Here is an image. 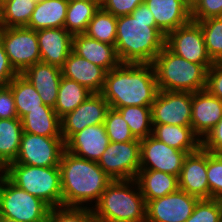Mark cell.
Segmentation results:
<instances>
[{
  "mask_svg": "<svg viewBox=\"0 0 222 222\" xmlns=\"http://www.w3.org/2000/svg\"><path fill=\"white\" fill-rule=\"evenodd\" d=\"M165 40L145 2L131 14L117 17L115 47L121 63L152 64Z\"/></svg>",
  "mask_w": 222,
  "mask_h": 222,
  "instance_id": "cell-1",
  "label": "cell"
},
{
  "mask_svg": "<svg viewBox=\"0 0 222 222\" xmlns=\"http://www.w3.org/2000/svg\"><path fill=\"white\" fill-rule=\"evenodd\" d=\"M152 64L121 63L108 71L101 94L110 108L151 106L158 93Z\"/></svg>",
  "mask_w": 222,
  "mask_h": 222,
  "instance_id": "cell-2",
  "label": "cell"
},
{
  "mask_svg": "<svg viewBox=\"0 0 222 222\" xmlns=\"http://www.w3.org/2000/svg\"><path fill=\"white\" fill-rule=\"evenodd\" d=\"M59 169L62 206L87 208L89 204L92 208V202L96 204L113 181L98 162L77 157L67 150L61 155Z\"/></svg>",
  "mask_w": 222,
  "mask_h": 222,
  "instance_id": "cell-3",
  "label": "cell"
},
{
  "mask_svg": "<svg viewBox=\"0 0 222 222\" xmlns=\"http://www.w3.org/2000/svg\"><path fill=\"white\" fill-rule=\"evenodd\" d=\"M92 211L97 222H146V201L136 179L113 180Z\"/></svg>",
  "mask_w": 222,
  "mask_h": 222,
  "instance_id": "cell-4",
  "label": "cell"
},
{
  "mask_svg": "<svg viewBox=\"0 0 222 222\" xmlns=\"http://www.w3.org/2000/svg\"><path fill=\"white\" fill-rule=\"evenodd\" d=\"M152 65L158 90L194 93L205 89L208 69L175 55L166 46Z\"/></svg>",
  "mask_w": 222,
  "mask_h": 222,
  "instance_id": "cell-5",
  "label": "cell"
},
{
  "mask_svg": "<svg viewBox=\"0 0 222 222\" xmlns=\"http://www.w3.org/2000/svg\"><path fill=\"white\" fill-rule=\"evenodd\" d=\"M2 173L18 188L40 198L51 208L62 206L59 166L37 167L12 162Z\"/></svg>",
  "mask_w": 222,
  "mask_h": 222,
  "instance_id": "cell-6",
  "label": "cell"
},
{
  "mask_svg": "<svg viewBox=\"0 0 222 222\" xmlns=\"http://www.w3.org/2000/svg\"><path fill=\"white\" fill-rule=\"evenodd\" d=\"M51 207L0 173V215L20 222H46Z\"/></svg>",
  "mask_w": 222,
  "mask_h": 222,
  "instance_id": "cell-7",
  "label": "cell"
},
{
  "mask_svg": "<svg viewBox=\"0 0 222 222\" xmlns=\"http://www.w3.org/2000/svg\"><path fill=\"white\" fill-rule=\"evenodd\" d=\"M9 62L18 74L41 61L36 31L27 27H0Z\"/></svg>",
  "mask_w": 222,
  "mask_h": 222,
  "instance_id": "cell-8",
  "label": "cell"
},
{
  "mask_svg": "<svg viewBox=\"0 0 222 222\" xmlns=\"http://www.w3.org/2000/svg\"><path fill=\"white\" fill-rule=\"evenodd\" d=\"M98 165L112 180L136 179L140 170V141L110 142Z\"/></svg>",
  "mask_w": 222,
  "mask_h": 222,
  "instance_id": "cell-9",
  "label": "cell"
},
{
  "mask_svg": "<svg viewBox=\"0 0 222 222\" xmlns=\"http://www.w3.org/2000/svg\"><path fill=\"white\" fill-rule=\"evenodd\" d=\"M65 143L62 137L23 132L15 163L37 167L59 166Z\"/></svg>",
  "mask_w": 222,
  "mask_h": 222,
  "instance_id": "cell-10",
  "label": "cell"
},
{
  "mask_svg": "<svg viewBox=\"0 0 222 222\" xmlns=\"http://www.w3.org/2000/svg\"><path fill=\"white\" fill-rule=\"evenodd\" d=\"M165 46L175 55L209 69L214 62L207 53L201 26L194 21L166 35Z\"/></svg>",
  "mask_w": 222,
  "mask_h": 222,
  "instance_id": "cell-11",
  "label": "cell"
},
{
  "mask_svg": "<svg viewBox=\"0 0 222 222\" xmlns=\"http://www.w3.org/2000/svg\"><path fill=\"white\" fill-rule=\"evenodd\" d=\"M192 93L159 90L151 105L152 124L191 126Z\"/></svg>",
  "mask_w": 222,
  "mask_h": 222,
  "instance_id": "cell-12",
  "label": "cell"
},
{
  "mask_svg": "<svg viewBox=\"0 0 222 222\" xmlns=\"http://www.w3.org/2000/svg\"><path fill=\"white\" fill-rule=\"evenodd\" d=\"M188 154L158 140L153 135L140 140V169L155 170L179 177Z\"/></svg>",
  "mask_w": 222,
  "mask_h": 222,
  "instance_id": "cell-13",
  "label": "cell"
},
{
  "mask_svg": "<svg viewBox=\"0 0 222 222\" xmlns=\"http://www.w3.org/2000/svg\"><path fill=\"white\" fill-rule=\"evenodd\" d=\"M199 198L180 189L146 204V222H185Z\"/></svg>",
  "mask_w": 222,
  "mask_h": 222,
  "instance_id": "cell-14",
  "label": "cell"
},
{
  "mask_svg": "<svg viewBox=\"0 0 222 222\" xmlns=\"http://www.w3.org/2000/svg\"><path fill=\"white\" fill-rule=\"evenodd\" d=\"M109 109L110 105L101 93H92L75 110L61 118V135L64 143L87 126L104 123Z\"/></svg>",
  "mask_w": 222,
  "mask_h": 222,
  "instance_id": "cell-15",
  "label": "cell"
},
{
  "mask_svg": "<svg viewBox=\"0 0 222 222\" xmlns=\"http://www.w3.org/2000/svg\"><path fill=\"white\" fill-rule=\"evenodd\" d=\"M179 189L199 199H209L207 151L202 147L188 154L178 177Z\"/></svg>",
  "mask_w": 222,
  "mask_h": 222,
  "instance_id": "cell-16",
  "label": "cell"
},
{
  "mask_svg": "<svg viewBox=\"0 0 222 222\" xmlns=\"http://www.w3.org/2000/svg\"><path fill=\"white\" fill-rule=\"evenodd\" d=\"M221 118L222 100L206 89L192 93L191 126L201 141Z\"/></svg>",
  "mask_w": 222,
  "mask_h": 222,
  "instance_id": "cell-17",
  "label": "cell"
},
{
  "mask_svg": "<svg viewBox=\"0 0 222 222\" xmlns=\"http://www.w3.org/2000/svg\"><path fill=\"white\" fill-rule=\"evenodd\" d=\"M109 143L110 139L102 123L87 126L75 133L65 143V150L77 157L98 162Z\"/></svg>",
  "mask_w": 222,
  "mask_h": 222,
  "instance_id": "cell-18",
  "label": "cell"
},
{
  "mask_svg": "<svg viewBox=\"0 0 222 222\" xmlns=\"http://www.w3.org/2000/svg\"><path fill=\"white\" fill-rule=\"evenodd\" d=\"M41 62L62 67L72 51L73 36L65 28L36 31Z\"/></svg>",
  "mask_w": 222,
  "mask_h": 222,
  "instance_id": "cell-19",
  "label": "cell"
},
{
  "mask_svg": "<svg viewBox=\"0 0 222 222\" xmlns=\"http://www.w3.org/2000/svg\"><path fill=\"white\" fill-rule=\"evenodd\" d=\"M62 76L76 81L92 93H101L105 84L107 71L90 61L78 56L73 51L61 67Z\"/></svg>",
  "mask_w": 222,
  "mask_h": 222,
  "instance_id": "cell-20",
  "label": "cell"
},
{
  "mask_svg": "<svg viewBox=\"0 0 222 222\" xmlns=\"http://www.w3.org/2000/svg\"><path fill=\"white\" fill-rule=\"evenodd\" d=\"M22 75L32 83L43 103L54 108L62 77L61 68L40 61L28 67Z\"/></svg>",
  "mask_w": 222,
  "mask_h": 222,
  "instance_id": "cell-21",
  "label": "cell"
},
{
  "mask_svg": "<svg viewBox=\"0 0 222 222\" xmlns=\"http://www.w3.org/2000/svg\"><path fill=\"white\" fill-rule=\"evenodd\" d=\"M72 51L91 63L104 68L107 72L121 64L115 46L92 39L85 34L73 36Z\"/></svg>",
  "mask_w": 222,
  "mask_h": 222,
  "instance_id": "cell-22",
  "label": "cell"
},
{
  "mask_svg": "<svg viewBox=\"0 0 222 222\" xmlns=\"http://www.w3.org/2000/svg\"><path fill=\"white\" fill-rule=\"evenodd\" d=\"M156 26L167 35L191 21V10L181 0H145Z\"/></svg>",
  "mask_w": 222,
  "mask_h": 222,
  "instance_id": "cell-23",
  "label": "cell"
},
{
  "mask_svg": "<svg viewBox=\"0 0 222 222\" xmlns=\"http://www.w3.org/2000/svg\"><path fill=\"white\" fill-rule=\"evenodd\" d=\"M152 125V135L170 147L185 151L187 154L196 152L202 147V141L194 133L192 126L168 124Z\"/></svg>",
  "mask_w": 222,
  "mask_h": 222,
  "instance_id": "cell-24",
  "label": "cell"
},
{
  "mask_svg": "<svg viewBox=\"0 0 222 222\" xmlns=\"http://www.w3.org/2000/svg\"><path fill=\"white\" fill-rule=\"evenodd\" d=\"M136 181L146 204L179 189L177 176L155 170L140 169Z\"/></svg>",
  "mask_w": 222,
  "mask_h": 222,
  "instance_id": "cell-25",
  "label": "cell"
},
{
  "mask_svg": "<svg viewBox=\"0 0 222 222\" xmlns=\"http://www.w3.org/2000/svg\"><path fill=\"white\" fill-rule=\"evenodd\" d=\"M68 0H42L36 3L27 28L35 31L64 28Z\"/></svg>",
  "mask_w": 222,
  "mask_h": 222,
  "instance_id": "cell-26",
  "label": "cell"
},
{
  "mask_svg": "<svg viewBox=\"0 0 222 222\" xmlns=\"http://www.w3.org/2000/svg\"><path fill=\"white\" fill-rule=\"evenodd\" d=\"M23 132L45 137H62L61 118L54 108L42 105V109H35L27 113L22 119Z\"/></svg>",
  "mask_w": 222,
  "mask_h": 222,
  "instance_id": "cell-27",
  "label": "cell"
},
{
  "mask_svg": "<svg viewBox=\"0 0 222 222\" xmlns=\"http://www.w3.org/2000/svg\"><path fill=\"white\" fill-rule=\"evenodd\" d=\"M23 134L19 118L0 119V170L15 161Z\"/></svg>",
  "mask_w": 222,
  "mask_h": 222,
  "instance_id": "cell-28",
  "label": "cell"
},
{
  "mask_svg": "<svg viewBox=\"0 0 222 222\" xmlns=\"http://www.w3.org/2000/svg\"><path fill=\"white\" fill-rule=\"evenodd\" d=\"M8 85L12 89L19 119L32 110L42 109V105H45L32 83L22 74H17Z\"/></svg>",
  "mask_w": 222,
  "mask_h": 222,
  "instance_id": "cell-29",
  "label": "cell"
},
{
  "mask_svg": "<svg viewBox=\"0 0 222 222\" xmlns=\"http://www.w3.org/2000/svg\"><path fill=\"white\" fill-rule=\"evenodd\" d=\"M92 92L76 81L61 77L54 110L62 118L75 110Z\"/></svg>",
  "mask_w": 222,
  "mask_h": 222,
  "instance_id": "cell-30",
  "label": "cell"
},
{
  "mask_svg": "<svg viewBox=\"0 0 222 222\" xmlns=\"http://www.w3.org/2000/svg\"><path fill=\"white\" fill-rule=\"evenodd\" d=\"M101 1H70L64 28L72 35L84 34L89 22L99 10Z\"/></svg>",
  "mask_w": 222,
  "mask_h": 222,
  "instance_id": "cell-31",
  "label": "cell"
},
{
  "mask_svg": "<svg viewBox=\"0 0 222 222\" xmlns=\"http://www.w3.org/2000/svg\"><path fill=\"white\" fill-rule=\"evenodd\" d=\"M35 5L33 0L1 1L0 27H27Z\"/></svg>",
  "mask_w": 222,
  "mask_h": 222,
  "instance_id": "cell-32",
  "label": "cell"
},
{
  "mask_svg": "<svg viewBox=\"0 0 222 222\" xmlns=\"http://www.w3.org/2000/svg\"><path fill=\"white\" fill-rule=\"evenodd\" d=\"M128 124L133 136L142 140L152 135L151 106H126L116 109Z\"/></svg>",
  "mask_w": 222,
  "mask_h": 222,
  "instance_id": "cell-33",
  "label": "cell"
},
{
  "mask_svg": "<svg viewBox=\"0 0 222 222\" xmlns=\"http://www.w3.org/2000/svg\"><path fill=\"white\" fill-rule=\"evenodd\" d=\"M84 34L92 39L115 46L117 17L100 7L89 22Z\"/></svg>",
  "mask_w": 222,
  "mask_h": 222,
  "instance_id": "cell-34",
  "label": "cell"
},
{
  "mask_svg": "<svg viewBox=\"0 0 222 222\" xmlns=\"http://www.w3.org/2000/svg\"><path fill=\"white\" fill-rule=\"evenodd\" d=\"M203 31L208 55L213 62H222V17L197 22Z\"/></svg>",
  "mask_w": 222,
  "mask_h": 222,
  "instance_id": "cell-35",
  "label": "cell"
},
{
  "mask_svg": "<svg viewBox=\"0 0 222 222\" xmlns=\"http://www.w3.org/2000/svg\"><path fill=\"white\" fill-rule=\"evenodd\" d=\"M104 125L110 142L140 141L133 136L128 124L116 109L108 110Z\"/></svg>",
  "mask_w": 222,
  "mask_h": 222,
  "instance_id": "cell-36",
  "label": "cell"
},
{
  "mask_svg": "<svg viewBox=\"0 0 222 222\" xmlns=\"http://www.w3.org/2000/svg\"><path fill=\"white\" fill-rule=\"evenodd\" d=\"M46 222H97L92 208L58 206L51 208Z\"/></svg>",
  "mask_w": 222,
  "mask_h": 222,
  "instance_id": "cell-37",
  "label": "cell"
},
{
  "mask_svg": "<svg viewBox=\"0 0 222 222\" xmlns=\"http://www.w3.org/2000/svg\"><path fill=\"white\" fill-rule=\"evenodd\" d=\"M185 222H222V200L199 199Z\"/></svg>",
  "mask_w": 222,
  "mask_h": 222,
  "instance_id": "cell-38",
  "label": "cell"
},
{
  "mask_svg": "<svg viewBox=\"0 0 222 222\" xmlns=\"http://www.w3.org/2000/svg\"><path fill=\"white\" fill-rule=\"evenodd\" d=\"M207 180L209 199L222 200V155L207 151Z\"/></svg>",
  "mask_w": 222,
  "mask_h": 222,
  "instance_id": "cell-39",
  "label": "cell"
},
{
  "mask_svg": "<svg viewBox=\"0 0 222 222\" xmlns=\"http://www.w3.org/2000/svg\"><path fill=\"white\" fill-rule=\"evenodd\" d=\"M211 17H222V0H199L191 10V20L194 22Z\"/></svg>",
  "mask_w": 222,
  "mask_h": 222,
  "instance_id": "cell-40",
  "label": "cell"
},
{
  "mask_svg": "<svg viewBox=\"0 0 222 222\" xmlns=\"http://www.w3.org/2000/svg\"><path fill=\"white\" fill-rule=\"evenodd\" d=\"M145 0H101L100 6L103 10L113 14L115 17L129 15L133 10L144 3Z\"/></svg>",
  "mask_w": 222,
  "mask_h": 222,
  "instance_id": "cell-41",
  "label": "cell"
},
{
  "mask_svg": "<svg viewBox=\"0 0 222 222\" xmlns=\"http://www.w3.org/2000/svg\"><path fill=\"white\" fill-rule=\"evenodd\" d=\"M205 89L222 100V62H214L208 69Z\"/></svg>",
  "mask_w": 222,
  "mask_h": 222,
  "instance_id": "cell-42",
  "label": "cell"
},
{
  "mask_svg": "<svg viewBox=\"0 0 222 222\" xmlns=\"http://www.w3.org/2000/svg\"><path fill=\"white\" fill-rule=\"evenodd\" d=\"M18 118L12 89L9 85L0 87V119Z\"/></svg>",
  "mask_w": 222,
  "mask_h": 222,
  "instance_id": "cell-43",
  "label": "cell"
},
{
  "mask_svg": "<svg viewBox=\"0 0 222 222\" xmlns=\"http://www.w3.org/2000/svg\"><path fill=\"white\" fill-rule=\"evenodd\" d=\"M202 148L212 154L222 155V118L202 140Z\"/></svg>",
  "mask_w": 222,
  "mask_h": 222,
  "instance_id": "cell-44",
  "label": "cell"
},
{
  "mask_svg": "<svg viewBox=\"0 0 222 222\" xmlns=\"http://www.w3.org/2000/svg\"><path fill=\"white\" fill-rule=\"evenodd\" d=\"M18 73L11 66L0 40V87L8 85Z\"/></svg>",
  "mask_w": 222,
  "mask_h": 222,
  "instance_id": "cell-45",
  "label": "cell"
},
{
  "mask_svg": "<svg viewBox=\"0 0 222 222\" xmlns=\"http://www.w3.org/2000/svg\"><path fill=\"white\" fill-rule=\"evenodd\" d=\"M190 10H192L199 0H181Z\"/></svg>",
  "mask_w": 222,
  "mask_h": 222,
  "instance_id": "cell-46",
  "label": "cell"
},
{
  "mask_svg": "<svg viewBox=\"0 0 222 222\" xmlns=\"http://www.w3.org/2000/svg\"><path fill=\"white\" fill-rule=\"evenodd\" d=\"M0 222H20V221L0 215Z\"/></svg>",
  "mask_w": 222,
  "mask_h": 222,
  "instance_id": "cell-47",
  "label": "cell"
},
{
  "mask_svg": "<svg viewBox=\"0 0 222 222\" xmlns=\"http://www.w3.org/2000/svg\"><path fill=\"white\" fill-rule=\"evenodd\" d=\"M69 2L70 1H77V0H68ZM83 1H101V0H83Z\"/></svg>",
  "mask_w": 222,
  "mask_h": 222,
  "instance_id": "cell-48",
  "label": "cell"
},
{
  "mask_svg": "<svg viewBox=\"0 0 222 222\" xmlns=\"http://www.w3.org/2000/svg\"><path fill=\"white\" fill-rule=\"evenodd\" d=\"M34 2H36V3H39V2H41L42 0H33Z\"/></svg>",
  "mask_w": 222,
  "mask_h": 222,
  "instance_id": "cell-49",
  "label": "cell"
},
{
  "mask_svg": "<svg viewBox=\"0 0 222 222\" xmlns=\"http://www.w3.org/2000/svg\"><path fill=\"white\" fill-rule=\"evenodd\" d=\"M0 18H1V1H0Z\"/></svg>",
  "mask_w": 222,
  "mask_h": 222,
  "instance_id": "cell-50",
  "label": "cell"
}]
</instances>
